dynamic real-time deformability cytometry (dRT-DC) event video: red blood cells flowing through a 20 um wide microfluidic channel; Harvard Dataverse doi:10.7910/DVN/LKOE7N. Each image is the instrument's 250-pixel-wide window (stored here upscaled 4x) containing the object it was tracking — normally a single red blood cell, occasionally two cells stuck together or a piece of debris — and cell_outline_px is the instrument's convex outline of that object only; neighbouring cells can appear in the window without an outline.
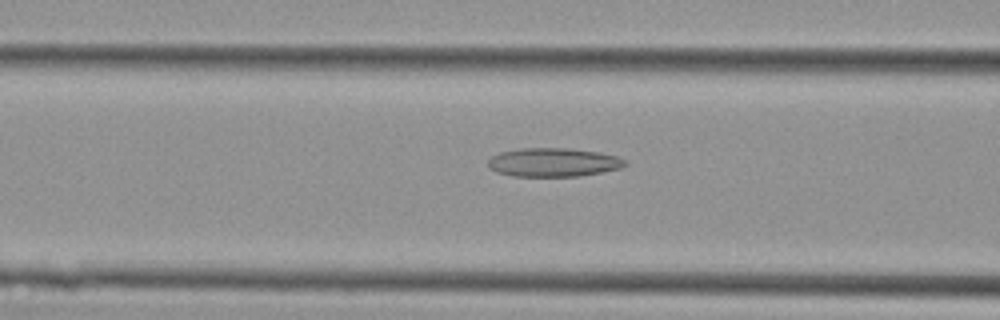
{"species": "Egyptian fruit bat (a non-hibernating species)", "species_latin": "Rousettus aegyptiacus", "temperature_condition": "cold", "stored_images_in_passage": 12, "camera_frame_rate_fps": 3000, "um_per_image_px": 0.085, "animal": {"sex": "female"}, "frame": {"image": 1, "passage_image": 10, "time_ms": 3.0, "image_size_px": [1000, 320], "cell_outline_px": [[628, 164], [620, 168], [580, 176], [512, 176], [496, 172], [488, 168], [488, 160], [492, 156], [500, 152], [520, 148], [572, 148], [600, 152], [616, 156], [624, 160]], "centroid_in_image_um": [47.01, 13.79], "position_along_channel_um": 119.6, "area_um2": 23.0}}